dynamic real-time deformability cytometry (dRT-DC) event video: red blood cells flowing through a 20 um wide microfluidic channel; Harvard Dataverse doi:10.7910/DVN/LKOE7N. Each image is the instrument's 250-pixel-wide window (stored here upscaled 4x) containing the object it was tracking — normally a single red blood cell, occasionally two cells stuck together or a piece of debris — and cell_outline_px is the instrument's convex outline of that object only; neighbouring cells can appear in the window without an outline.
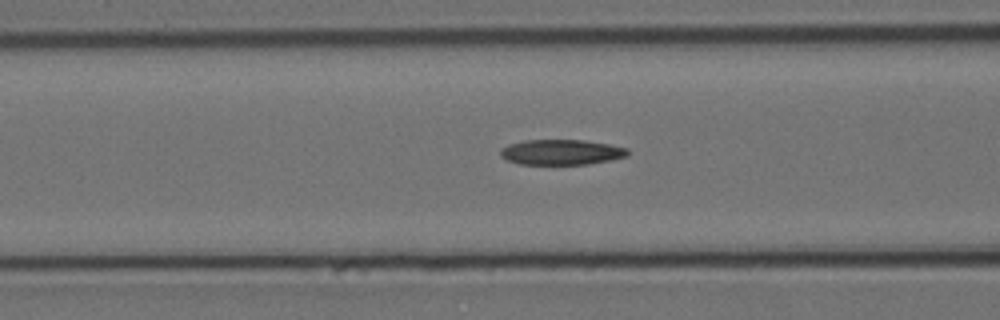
{"species": "Egyptian fruit bat (a non-hibernating species)", "species_latin": "Rousettus aegyptiacus", "temperature_condition": "cold", "stored_images_in_passage": 31, "camera_frame_rate_fps": 3000, "um_per_image_px": 0.085, "animal": {"sex": "female"}, "frame": {"image": 1, "passage_image": 9, "time_ms": 2.667, "image_size_px": [1000, 320], "cell_outline_px": [[628, 156], [612, 160], [588, 164], [520, 164], [508, 160], [500, 156], [500, 148], [508, 144], [524, 140], [584, 140], [608, 144], [628, 148]], "centroid_in_image_um": [47.71, 12.93], "position_along_channel_um": 118.9, "area_um2": 18.84}}
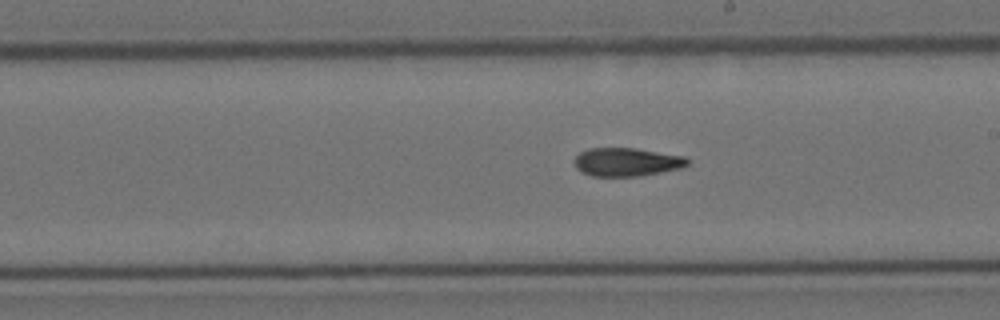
{"frame": {"image": 2, "passage_image": 19, "time_ms": 6.0, "image_size_px": [1000, 320], "cell_outline_px": [[688, 164], [684, 168], [640, 176], [592, 176], [580, 172], [576, 168], [572, 160], [580, 152], [588, 148], [636, 148], [684, 156], [688, 160]], "centroid_in_image_um": [53.25, 13.77], "position_along_channel_um": 235.8, "area_um2": 18.96}}
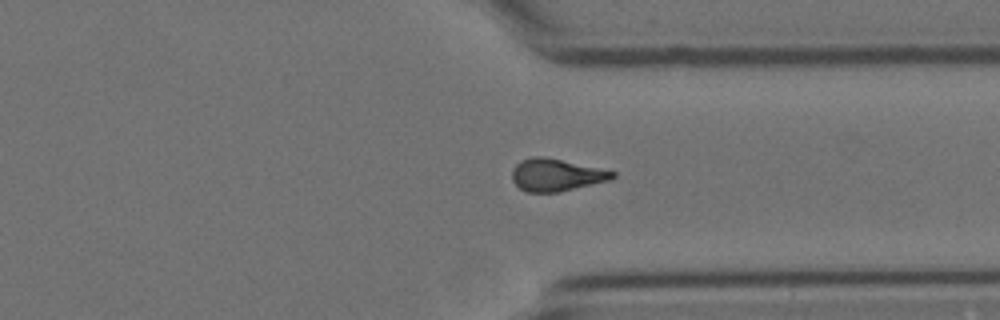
{"frame": {"image": 3, "passage_image": 30, "time_ms": 9.667, "image_size_px": [1000, 320], "cell_outline_px": [[616, 176], [612, 180], [556, 192], [528, 192], [520, 188], [512, 180], [512, 168], [520, 160], [532, 156], [544, 156], [616, 172]], "centroid_in_image_um": [47.26, 14.86], "position_along_channel_um": 364.1, "area_um2": 18.84}}